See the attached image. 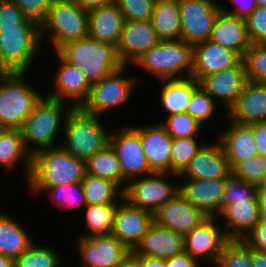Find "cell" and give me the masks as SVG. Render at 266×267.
Returning a JSON list of instances; mask_svg holds the SVG:
<instances>
[{
    "label": "cell",
    "instance_id": "1",
    "mask_svg": "<svg viewBox=\"0 0 266 267\" xmlns=\"http://www.w3.org/2000/svg\"><path fill=\"white\" fill-rule=\"evenodd\" d=\"M86 161L71 155L61 146L37 151L32 157V170L27 189H48L82 182Z\"/></svg>",
    "mask_w": 266,
    "mask_h": 267
},
{
    "label": "cell",
    "instance_id": "2",
    "mask_svg": "<svg viewBox=\"0 0 266 267\" xmlns=\"http://www.w3.org/2000/svg\"><path fill=\"white\" fill-rule=\"evenodd\" d=\"M72 108L70 103L47 96H42L34 105L21 129L25 147L32 156L39 150L60 146L58 142L56 145V139Z\"/></svg>",
    "mask_w": 266,
    "mask_h": 267
},
{
    "label": "cell",
    "instance_id": "3",
    "mask_svg": "<svg viewBox=\"0 0 266 267\" xmlns=\"http://www.w3.org/2000/svg\"><path fill=\"white\" fill-rule=\"evenodd\" d=\"M57 53L68 63L80 69L91 85L125 66L119 59L115 45L98 42L90 37L69 42Z\"/></svg>",
    "mask_w": 266,
    "mask_h": 267
},
{
    "label": "cell",
    "instance_id": "4",
    "mask_svg": "<svg viewBox=\"0 0 266 267\" xmlns=\"http://www.w3.org/2000/svg\"><path fill=\"white\" fill-rule=\"evenodd\" d=\"M132 64L157 80L188 78L193 68V45L181 39L161 40Z\"/></svg>",
    "mask_w": 266,
    "mask_h": 267
},
{
    "label": "cell",
    "instance_id": "5",
    "mask_svg": "<svg viewBox=\"0 0 266 267\" xmlns=\"http://www.w3.org/2000/svg\"><path fill=\"white\" fill-rule=\"evenodd\" d=\"M101 120L80 107L72 108L62 127L65 139L60 146L71 155L87 161L109 144L111 131L103 127Z\"/></svg>",
    "mask_w": 266,
    "mask_h": 267
},
{
    "label": "cell",
    "instance_id": "6",
    "mask_svg": "<svg viewBox=\"0 0 266 267\" xmlns=\"http://www.w3.org/2000/svg\"><path fill=\"white\" fill-rule=\"evenodd\" d=\"M39 29L42 44L48 37L53 53L57 52L69 42L88 37V11L73 0H53Z\"/></svg>",
    "mask_w": 266,
    "mask_h": 267
},
{
    "label": "cell",
    "instance_id": "7",
    "mask_svg": "<svg viewBox=\"0 0 266 267\" xmlns=\"http://www.w3.org/2000/svg\"><path fill=\"white\" fill-rule=\"evenodd\" d=\"M27 77V72H15L0 78V129L21 130L34 105L45 95L29 85Z\"/></svg>",
    "mask_w": 266,
    "mask_h": 267
},
{
    "label": "cell",
    "instance_id": "8",
    "mask_svg": "<svg viewBox=\"0 0 266 267\" xmlns=\"http://www.w3.org/2000/svg\"><path fill=\"white\" fill-rule=\"evenodd\" d=\"M127 67L129 66H123L109 77L93 83L88 99L80 108L88 114L101 117L111 110L125 106L131 99V94L134 93L135 85H138L140 80L139 75L127 77V73L124 72Z\"/></svg>",
    "mask_w": 266,
    "mask_h": 267
},
{
    "label": "cell",
    "instance_id": "9",
    "mask_svg": "<svg viewBox=\"0 0 266 267\" xmlns=\"http://www.w3.org/2000/svg\"><path fill=\"white\" fill-rule=\"evenodd\" d=\"M41 44L39 25L0 29V54L14 73L30 72L29 69L33 68V62L39 54L38 50H41Z\"/></svg>",
    "mask_w": 266,
    "mask_h": 267
},
{
    "label": "cell",
    "instance_id": "10",
    "mask_svg": "<svg viewBox=\"0 0 266 267\" xmlns=\"http://www.w3.org/2000/svg\"><path fill=\"white\" fill-rule=\"evenodd\" d=\"M167 176L173 177L171 180L179 177L174 173L153 172L131 180L124 188L123 198L135 207L154 213L179 193V183L170 182Z\"/></svg>",
    "mask_w": 266,
    "mask_h": 267
},
{
    "label": "cell",
    "instance_id": "11",
    "mask_svg": "<svg viewBox=\"0 0 266 267\" xmlns=\"http://www.w3.org/2000/svg\"><path fill=\"white\" fill-rule=\"evenodd\" d=\"M131 125L126 124L115 133L111 131L109 137V145L116 154L122 176L127 183L153 173L143 151L140 131Z\"/></svg>",
    "mask_w": 266,
    "mask_h": 267
},
{
    "label": "cell",
    "instance_id": "12",
    "mask_svg": "<svg viewBox=\"0 0 266 267\" xmlns=\"http://www.w3.org/2000/svg\"><path fill=\"white\" fill-rule=\"evenodd\" d=\"M181 40L195 45L210 39L220 4L215 0H179Z\"/></svg>",
    "mask_w": 266,
    "mask_h": 267
},
{
    "label": "cell",
    "instance_id": "13",
    "mask_svg": "<svg viewBox=\"0 0 266 267\" xmlns=\"http://www.w3.org/2000/svg\"><path fill=\"white\" fill-rule=\"evenodd\" d=\"M77 237L74 243L77 244L80 267H119L131 253L112 234Z\"/></svg>",
    "mask_w": 266,
    "mask_h": 267
},
{
    "label": "cell",
    "instance_id": "14",
    "mask_svg": "<svg viewBox=\"0 0 266 267\" xmlns=\"http://www.w3.org/2000/svg\"><path fill=\"white\" fill-rule=\"evenodd\" d=\"M218 217H208L199 226L184 235V251L197 263L209 265L218 261L224 243L228 240ZM219 225V226H218ZM205 260V261H204Z\"/></svg>",
    "mask_w": 266,
    "mask_h": 267
},
{
    "label": "cell",
    "instance_id": "15",
    "mask_svg": "<svg viewBox=\"0 0 266 267\" xmlns=\"http://www.w3.org/2000/svg\"><path fill=\"white\" fill-rule=\"evenodd\" d=\"M55 54L60 64L52 79L54 91L46 93V96L70 103L73 108H79L88 99L91 84L80 69L68 63L57 52Z\"/></svg>",
    "mask_w": 266,
    "mask_h": 267
},
{
    "label": "cell",
    "instance_id": "16",
    "mask_svg": "<svg viewBox=\"0 0 266 267\" xmlns=\"http://www.w3.org/2000/svg\"><path fill=\"white\" fill-rule=\"evenodd\" d=\"M247 82L245 66L241 59L231 68L203 77L199 85L216 103H222L223 106L220 107H224L222 111L227 113L241 95Z\"/></svg>",
    "mask_w": 266,
    "mask_h": 267
},
{
    "label": "cell",
    "instance_id": "17",
    "mask_svg": "<svg viewBox=\"0 0 266 267\" xmlns=\"http://www.w3.org/2000/svg\"><path fill=\"white\" fill-rule=\"evenodd\" d=\"M153 222V213L135 207L122 198L117 205L111 234L131 252L140 244Z\"/></svg>",
    "mask_w": 266,
    "mask_h": 267
},
{
    "label": "cell",
    "instance_id": "18",
    "mask_svg": "<svg viewBox=\"0 0 266 267\" xmlns=\"http://www.w3.org/2000/svg\"><path fill=\"white\" fill-rule=\"evenodd\" d=\"M208 217L201 209L186 201L179 193L153 213V220L156 224L183 236L199 226Z\"/></svg>",
    "mask_w": 266,
    "mask_h": 267
},
{
    "label": "cell",
    "instance_id": "19",
    "mask_svg": "<svg viewBox=\"0 0 266 267\" xmlns=\"http://www.w3.org/2000/svg\"><path fill=\"white\" fill-rule=\"evenodd\" d=\"M160 41L161 39L150 20H125L120 39L116 45L119 59L125 66H129Z\"/></svg>",
    "mask_w": 266,
    "mask_h": 267
},
{
    "label": "cell",
    "instance_id": "20",
    "mask_svg": "<svg viewBox=\"0 0 266 267\" xmlns=\"http://www.w3.org/2000/svg\"><path fill=\"white\" fill-rule=\"evenodd\" d=\"M205 143L190 161L180 178H193L199 180L226 179L232 174L225 152L216 139Z\"/></svg>",
    "mask_w": 266,
    "mask_h": 267
},
{
    "label": "cell",
    "instance_id": "21",
    "mask_svg": "<svg viewBox=\"0 0 266 267\" xmlns=\"http://www.w3.org/2000/svg\"><path fill=\"white\" fill-rule=\"evenodd\" d=\"M181 179L185 180L179 183V194L209 217H219L226 179Z\"/></svg>",
    "mask_w": 266,
    "mask_h": 267
},
{
    "label": "cell",
    "instance_id": "22",
    "mask_svg": "<svg viewBox=\"0 0 266 267\" xmlns=\"http://www.w3.org/2000/svg\"><path fill=\"white\" fill-rule=\"evenodd\" d=\"M227 122L229 127H224L223 131L219 132L216 128L218 134L215 138L220 142L232 170L239 162L255 157L258 151L253 124H241L228 118Z\"/></svg>",
    "mask_w": 266,
    "mask_h": 267
},
{
    "label": "cell",
    "instance_id": "23",
    "mask_svg": "<svg viewBox=\"0 0 266 267\" xmlns=\"http://www.w3.org/2000/svg\"><path fill=\"white\" fill-rule=\"evenodd\" d=\"M240 60L234 51L210 40L195 44L191 78L199 82L209 74L235 66Z\"/></svg>",
    "mask_w": 266,
    "mask_h": 267
},
{
    "label": "cell",
    "instance_id": "24",
    "mask_svg": "<svg viewBox=\"0 0 266 267\" xmlns=\"http://www.w3.org/2000/svg\"><path fill=\"white\" fill-rule=\"evenodd\" d=\"M135 125L140 131L143 151L152 172L170 173V149L172 138L160 122L149 126Z\"/></svg>",
    "mask_w": 266,
    "mask_h": 267
},
{
    "label": "cell",
    "instance_id": "25",
    "mask_svg": "<svg viewBox=\"0 0 266 267\" xmlns=\"http://www.w3.org/2000/svg\"><path fill=\"white\" fill-rule=\"evenodd\" d=\"M224 114L241 124L266 121V84L247 82L235 104Z\"/></svg>",
    "mask_w": 266,
    "mask_h": 267
},
{
    "label": "cell",
    "instance_id": "26",
    "mask_svg": "<svg viewBox=\"0 0 266 267\" xmlns=\"http://www.w3.org/2000/svg\"><path fill=\"white\" fill-rule=\"evenodd\" d=\"M183 241L182 234L153 222L140 244L130 254L168 259L184 251Z\"/></svg>",
    "mask_w": 266,
    "mask_h": 267
},
{
    "label": "cell",
    "instance_id": "27",
    "mask_svg": "<svg viewBox=\"0 0 266 267\" xmlns=\"http://www.w3.org/2000/svg\"><path fill=\"white\" fill-rule=\"evenodd\" d=\"M125 23L116 3L88 11V37L117 45Z\"/></svg>",
    "mask_w": 266,
    "mask_h": 267
},
{
    "label": "cell",
    "instance_id": "28",
    "mask_svg": "<svg viewBox=\"0 0 266 267\" xmlns=\"http://www.w3.org/2000/svg\"><path fill=\"white\" fill-rule=\"evenodd\" d=\"M209 40L234 51L241 59L252 44L245 19L223 11H220L215 20Z\"/></svg>",
    "mask_w": 266,
    "mask_h": 267
},
{
    "label": "cell",
    "instance_id": "29",
    "mask_svg": "<svg viewBox=\"0 0 266 267\" xmlns=\"http://www.w3.org/2000/svg\"><path fill=\"white\" fill-rule=\"evenodd\" d=\"M218 218L225 221L223 230L228 239H243L261 218L260 200L234 201Z\"/></svg>",
    "mask_w": 266,
    "mask_h": 267
},
{
    "label": "cell",
    "instance_id": "30",
    "mask_svg": "<svg viewBox=\"0 0 266 267\" xmlns=\"http://www.w3.org/2000/svg\"><path fill=\"white\" fill-rule=\"evenodd\" d=\"M32 157L25 147L21 130L0 129V167L11 172L23 161V177L27 184L32 170Z\"/></svg>",
    "mask_w": 266,
    "mask_h": 267
},
{
    "label": "cell",
    "instance_id": "31",
    "mask_svg": "<svg viewBox=\"0 0 266 267\" xmlns=\"http://www.w3.org/2000/svg\"><path fill=\"white\" fill-rule=\"evenodd\" d=\"M161 85L159 92L160 106L166 116L186 112L193 92L200 86L199 82L191 77L158 81Z\"/></svg>",
    "mask_w": 266,
    "mask_h": 267
},
{
    "label": "cell",
    "instance_id": "32",
    "mask_svg": "<svg viewBox=\"0 0 266 267\" xmlns=\"http://www.w3.org/2000/svg\"><path fill=\"white\" fill-rule=\"evenodd\" d=\"M3 212L0 211V254L15 260L32 245L34 238L20 221Z\"/></svg>",
    "mask_w": 266,
    "mask_h": 267
},
{
    "label": "cell",
    "instance_id": "33",
    "mask_svg": "<svg viewBox=\"0 0 266 267\" xmlns=\"http://www.w3.org/2000/svg\"><path fill=\"white\" fill-rule=\"evenodd\" d=\"M150 21L161 40L180 39L179 0H156Z\"/></svg>",
    "mask_w": 266,
    "mask_h": 267
},
{
    "label": "cell",
    "instance_id": "34",
    "mask_svg": "<svg viewBox=\"0 0 266 267\" xmlns=\"http://www.w3.org/2000/svg\"><path fill=\"white\" fill-rule=\"evenodd\" d=\"M81 185L87 205L119 203L123 198L124 190L106 178L85 174Z\"/></svg>",
    "mask_w": 266,
    "mask_h": 267
},
{
    "label": "cell",
    "instance_id": "35",
    "mask_svg": "<svg viewBox=\"0 0 266 267\" xmlns=\"http://www.w3.org/2000/svg\"><path fill=\"white\" fill-rule=\"evenodd\" d=\"M29 192L34 196H40L43 194H47V201H51L50 203L59 208V210H66L74 208L84 209L87 204L85 200L84 190L82 188L81 182L74 184H66L60 185L57 187H50L48 189H28ZM38 194V195H37ZM50 197V198H49ZM83 207V208H82Z\"/></svg>",
    "mask_w": 266,
    "mask_h": 267
},
{
    "label": "cell",
    "instance_id": "36",
    "mask_svg": "<svg viewBox=\"0 0 266 267\" xmlns=\"http://www.w3.org/2000/svg\"><path fill=\"white\" fill-rule=\"evenodd\" d=\"M86 174L112 180L123 190L127 185L116 154L109 144L86 161Z\"/></svg>",
    "mask_w": 266,
    "mask_h": 267
},
{
    "label": "cell",
    "instance_id": "37",
    "mask_svg": "<svg viewBox=\"0 0 266 267\" xmlns=\"http://www.w3.org/2000/svg\"><path fill=\"white\" fill-rule=\"evenodd\" d=\"M118 203L87 205L84 209L86 233L78 234L81 237L92 235L111 234L114 228L115 214Z\"/></svg>",
    "mask_w": 266,
    "mask_h": 267
},
{
    "label": "cell",
    "instance_id": "38",
    "mask_svg": "<svg viewBox=\"0 0 266 267\" xmlns=\"http://www.w3.org/2000/svg\"><path fill=\"white\" fill-rule=\"evenodd\" d=\"M203 137L172 139L170 149V173L180 175L206 143ZM201 139V142H199Z\"/></svg>",
    "mask_w": 266,
    "mask_h": 267
},
{
    "label": "cell",
    "instance_id": "39",
    "mask_svg": "<svg viewBox=\"0 0 266 267\" xmlns=\"http://www.w3.org/2000/svg\"><path fill=\"white\" fill-rule=\"evenodd\" d=\"M35 242L14 260V267H62L63 258L54 247Z\"/></svg>",
    "mask_w": 266,
    "mask_h": 267
},
{
    "label": "cell",
    "instance_id": "40",
    "mask_svg": "<svg viewBox=\"0 0 266 267\" xmlns=\"http://www.w3.org/2000/svg\"><path fill=\"white\" fill-rule=\"evenodd\" d=\"M214 267H253L251 247L243 239H228Z\"/></svg>",
    "mask_w": 266,
    "mask_h": 267
},
{
    "label": "cell",
    "instance_id": "41",
    "mask_svg": "<svg viewBox=\"0 0 266 267\" xmlns=\"http://www.w3.org/2000/svg\"><path fill=\"white\" fill-rule=\"evenodd\" d=\"M162 118L160 124L165 128L166 132L172 139L188 138V137H202L201 125L194 117L187 112L175 113Z\"/></svg>",
    "mask_w": 266,
    "mask_h": 267
},
{
    "label": "cell",
    "instance_id": "42",
    "mask_svg": "<svg viewBox=\"0 0 266 267\" xmlns=\"http://www.w3.org/2000/svg\"><path fill=\"white\" fill-rule=\"evenodd\" d=\"M242 61L248 82L266 84V44H251Z\"/></svg>",
    "mask_w": 266,
    "mask_h": 267
},
{
    "label": "cell",
    "instance_id": "43",
    "mask_svg": "<svg viewBox=\"0 0 266 267\" xmlns=\"http://www.w3.org/2000/svg\"><path fill=\"white\" fill-rule=\"evenodd\" d=\"M222 197L221 213L234 201L260 200V188L254 184L242 181L232 174L226 178Z\"/></svg>",
    "mask_w": 266,
    "mask_h": 267
},
{
    "label": "cell",
    "instance_id": "44",
    "mask_svg": "<svg viewBox=\"0 0 266 267\" xmlns=\"http://www.w3.org/2000/svg\"><path fill=\"white\" fill-rule=\"evenodd\" d=\"M232 175L261 188L266 182V157L257 154L253 158L239 162L232 169Z\"/></svg>",
    "mask_w": 266,
    "mask_h": 267
},
{
    "label": "cell",
    "instance_id": "45",
    "mask_svg": "<svg viewBox=\"0 0 266 267\" xmlns=\"http://www.w3.org/2000/svg\"><path fill=\"white\" fill-rule=\"evenodd\" d=\"M218 103L200 86L193 92L186 112L194 117L201 125L208 123L213 115L216 116ZM208 120V121H207Z\"/></svg>",
    "mask_w": 266,
    "mask_h": 267
},
{
    "label": "cell",
    "instance_id": "46",
    "mask_svg": "<svg viewBox=\"0 0 266 267\" xmlns=\"http://www.w3.org/2000/svg\"><path fill=\"white\" fill-rule=\"evenodd\" d=\"M156 0H116L125 20H151Z\"/></svg>",
    "mask_w": 266,
    "mask_h": 267
},
{
    "label": "cell",
    "instance_id": "47",
    "mask_svg": "<svg viewBox=\"0 0 266 267\" xmlns=\"http://www.w3.org/2000/svg\"><path fill=\"white\" fill-rule=\"evenodd\" d=\"M20 25H38L23 15L11 0H0V29H17Z\"/></svg>",
    "mask_w": 266,
    "mask_h": 267
},
{
    "label": "cell",
    "instance_id": "48",
    "mask_svg": "<svg viewBox=\"0 0 266 267\" xmlns=\"http://www.w3.org/2000/svg\"><path fill=\"white\" fill-rule=\"evenodd\" d=\"M245 21L250 42L266 44V7H257Z\"/></svg>",
    "mask_w": 266,
    "mask_h": 267
},
{
    "label": "cell",
    "instance_id": "49",
    "mask_svg": "<svg viewBox=\"0 0 266 267\" xmlns=\"http://www.w3.org/2000/svg\"><path fill=\"white\" fill-rule=\"evenodd\" d=\"M19 7L23 15L38 25L45 19L53 0H11Z\"/></svg>",
    "mask_w": 266,
    "mask_h": 267
},
{
    "label": "cell",
    "instance_id": "50",
    "mask_svg": "<svg viewBox=\"0 0 266 267\" xmlns=\"http://www.w3.org/2000/svg\"><path fill=\"white\" fill-rule=\"evenodd\" d=\"M226 1H231L233 7H226L224 1L221 4L220 2V9L224 13L237 16L239 18L246 19L256 8V0H225Z\"/></svg>",
    "mask_w": 266,
    "mask_h": 267
},
{
    "label": "cell",
    "instance_id": "51",
    "mask_svg": "<svg viewBox=\"0 0 266 267\" xmlns=\"http://www.w3.org/2000/svg\"><path fill=\"white\" fill-rule=\"evenodd\" d=\"M243 240L254 249L266 251V219L260 218Z\"/></svg>",
    "mask_w": 266,
    "mask_h": 267
},
{
    "label": "cell",
    "instance_id": "52",
    "mask_svg": "<svg viewBox=\"0 0 266 267\" xmlns=\"http://www.w3.org/2000/svg\"><path fill=\"white\" fill-rule=\"evenodd\" d=\"M253 134L258 154L266 157V121L253 123Z\"/></svg>",
    "mask_w": 266,
    "mask_h": 267
},
{
    "label": "cell",
    "instance_id": "53",
    "mask_svg": "<svg viewBox=\"0 0 266 267\" xmlns=\"http://www.w3.org/2000/svg\"><path fill=\"white\" fill-rule=\"evenodd\" d=\"M197 263L187 252L165 259V267H196Z\"/></svg>",
    "mask_w": 266,
    "mask_h": 267
},
{
    "label": "cell",
    "instance_id": "54",
    "mask_svg": "<svg viewBox=\"0 0 266 267\" xmlns=\"http://www.w3.org/2000/svg\"><path fill=\"white\" fill-rule=\"evenodd\" d=\"M132 256L139 262V267H165V259L144 255Z\"/></svg>",
    "mask_w": 266,
    "mask_h": 267
},
{
    "label": "cell",
    "instance_id": "55",
    "mask_svg": "<svg viewBox=\"0 0 266 267\" xmlns=\"http://www.w3.org/2000/svg\"><path fill=\"white\" fill-rule=\"evenodd\" d=\"M73 1L86 11L110 5L116 2V0H73Z\"/></svg>",
    "mask_w": 266,
    "mask_h": 267
},
{
    "label": "cell",
    "instance_id": "56",
    "mask_svg": "<svg viewBox=\"0 0 266 267\" xmlns=\"http://www.w3.org/2000/svg\"><path fill=\"white\" fill-rule=\"evenodd\" d=\"M251 259L253 267H266V251H260L251 247Z\"/></svg>",
    "mask_w": 266,
    "mask_h": 267
},
{
    "label": "cell",
    "instance_id": "57",
    "mask_svg": "<svg viewBox=\"0 0 266 267\" xmlns=\"http://www.w3.org/2000/svg\"><path fill=\"white\" fill-rule=\"evenodd\" d=\"M259 199H260V217L266 219V182L260 188Z\"/></svg>",
    "mask_w": 266,
    "mask_h": 267
},
{
    "label": "cell",
    "instance_id": "58",
    "mask_svg": "<svg viewBox=\"0 0 266 267\" xmlns=\"http://www.w3.org/2000/svg\"><path fill=\"white\" fill-rule=\"evenodd\" d=\"M14 73L4 62L0 54V78L10 76Z\"/></svg>",
    "mask_w": 266,
    "mask_h": 267
},
{
    "label": "cell",
    "instance_id": "59",
    "mask_svg": "<svg viewBox=\"0 0 266 267\" xmlns=\"http://www.w3.org/2000/svg\"><path fill=\"white\" fill-rule=\"evenodd\" d=\"M119 267H139V262L129 254Z\"/></svg>",
    "mask_w": 266,
    "mask_h": 267
},
{
    "label": "cell",
    "instance_id": "60",
    "mask_svg": "<svg viewBox=\"0 0 266 267\" xmlns=\"http://www.w3.org/2000/svg\"><path fill=\"white\" fill-rule=\"evenodd\" d=\"M0 267H14V260L0 254Z\"/></svg>",
    "mask_w": 266,
    "mask_h": 267
},
{
    "label": "cell",
    "instance_id": "61",
    "mask_svg": "<svg viewBox=\"0 0 266 267\" xmlns=\"http://www.w3.org/2000/svg\"><path fill=\"white\" fill-rule=\"evenodd\" d=\"M257 7H266V0H256Z\"/></svg>",
    "mask_w": 266,
    "mask_h": 267
}]
</instances>
